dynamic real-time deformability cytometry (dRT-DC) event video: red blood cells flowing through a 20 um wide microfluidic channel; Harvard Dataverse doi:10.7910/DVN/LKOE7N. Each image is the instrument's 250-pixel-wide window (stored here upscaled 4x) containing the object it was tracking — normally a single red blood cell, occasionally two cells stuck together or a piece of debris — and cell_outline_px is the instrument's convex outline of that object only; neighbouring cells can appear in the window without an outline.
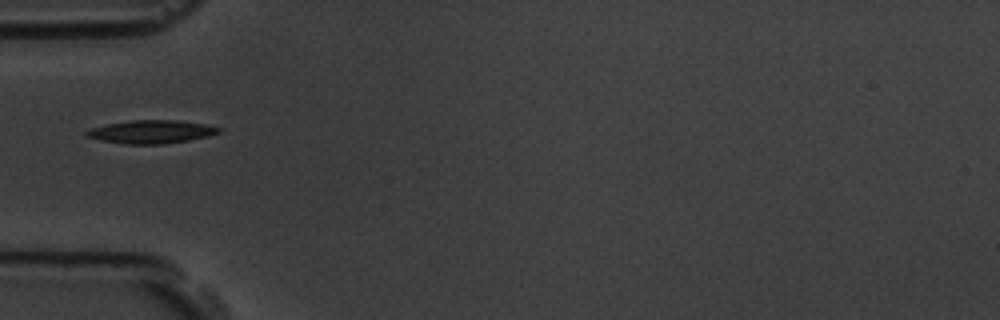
{"species": "common noctule bat (a hibernating species)", "species_latin": "Nyctalus noctula", "temperature_condition": "room temperature", "stored_images_in_passage": 2, "camera_frame_rate_fps": 3000, "um_per_image_px": 0.085, "animal": {"sex": "male", "body_mass_g": 19.5, "forearm_length_mm": 54.6}, "frame": {"image": 1, "passage_image": 1, "time_ms": 0.0, "image_size_px": [1000, 320], "cell_outline_px": [[220, 132], [208, 136], [188, 140], [164, 144], [124, 144], [100, 140], [84, 136], [84, 132], [92, 128], [108, 124], [128, 120], [176, 120], [204, 124], [220, 128]], "centroid_in_image_um": [12.81, 11.2], "position_along_channel_um": 72.2, "area_um2": 17.8}}
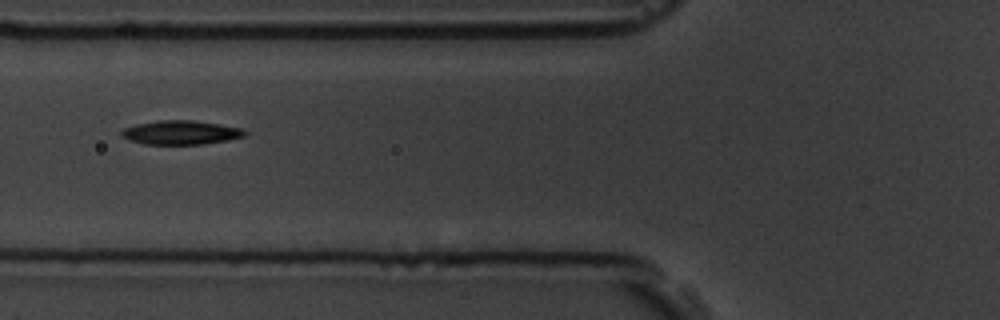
{"frame": {"image": 2, "passage_image": 2, "time_ms": 1.0, "image_size_px": [1000, 320], "cell_outline_px": [[248, 132], [244, 136], [228, 140], [204, 144], [144, 144], [128, 140], [120, 136], [120, 132], [124, 128], [136, 124], [160, 120], [192, 120], [220, 124], [244, 128]], "centroid_in_image_um": [15.37, 11.26], "position_along_channel_um": 110.4, "area_um2": 17.4}}